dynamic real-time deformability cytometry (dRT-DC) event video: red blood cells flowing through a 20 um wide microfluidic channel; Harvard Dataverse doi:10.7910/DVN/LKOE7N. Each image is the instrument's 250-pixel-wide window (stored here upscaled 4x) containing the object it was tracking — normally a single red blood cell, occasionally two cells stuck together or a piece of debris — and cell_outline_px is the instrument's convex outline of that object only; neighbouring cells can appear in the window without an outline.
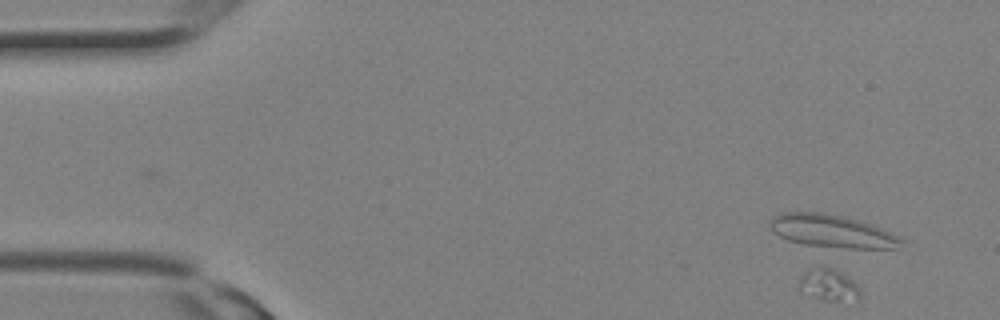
{"species": "Egyptian fruit bat (a non-hibernating species)", "species_latin": "Rousettus aegyptiacus", "temperature_condition": "room temperature", "stored_images_in_passage": 13, "segment_of_instrument_passage": [1, 2], "camera_frame_rate_fps": 3000, "um_per_image_px": 0.085, "animal": {"sex": "female"}, "frame": {"image": 1, "passage_image": 1, "time_ms": 0.0, "image_size_px": [1000, 320], "cell_outline_px": [[860, 300], [824, 300], [812, 296], [800, 288], [800, 276], [808, 268], [820, 264], [836, 268], [848, 276], [860, 288]], "centroid_in_image_um": [70.46, 24.14], "position_along_channel_um": 14.5, "area_um2": 11.62}}